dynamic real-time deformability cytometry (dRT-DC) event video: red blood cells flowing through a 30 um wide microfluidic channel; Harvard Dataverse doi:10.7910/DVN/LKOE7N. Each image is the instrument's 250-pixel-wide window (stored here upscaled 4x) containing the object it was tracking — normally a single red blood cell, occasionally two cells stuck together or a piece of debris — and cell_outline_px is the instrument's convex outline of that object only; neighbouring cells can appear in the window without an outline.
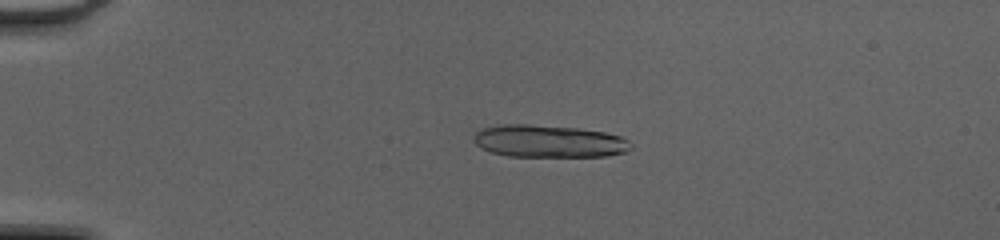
{"species": "common noctule bat (a hibernating species)", "species_latin": "Nyctalus noctula", "temperature_condition": "cold", "stored_images_in_passage": 51, "segment_of_instrument_passage": [1, 2], "camera_frame_rate_fps": 3000, "um_per_image_px": 0.085, "animal": {"sex": "female", "body_mass_g": 20.0, "forearm_length_mm": 54.0}, "frame": {"image": 1, "passage_image": 13, "time_ms": 4.0, "image_size_px": [1000, 240], "cell_outline_px": [[632, 148], [624, 152], [608, 156], [508, 156], [492, 152], [480, 148], [476, 144], [476, 132], [484, 128], [504, 124], [528, 124], [576, 128], [604, 132], [620, 136], [628, 140], [632, 144]], "centroid_in_image_um": [46.69, 12.01], "position_along_channel_um": 38.3, "area_um2": 29.42}}